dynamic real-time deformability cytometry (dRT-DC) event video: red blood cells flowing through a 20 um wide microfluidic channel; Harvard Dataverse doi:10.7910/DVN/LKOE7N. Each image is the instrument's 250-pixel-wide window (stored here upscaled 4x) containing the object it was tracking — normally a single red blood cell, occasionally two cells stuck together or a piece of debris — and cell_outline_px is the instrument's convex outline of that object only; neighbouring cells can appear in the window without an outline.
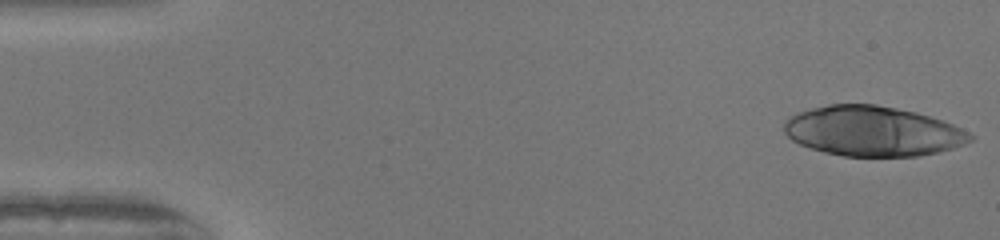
{"species": "human", "species_latin": "Homo sapiens", "temperature_condition": "warm", "stored_images_in_passage": 49, "camera_frame_rate_fps": 3000, "um_per_image_px": 0.085, "donor": {"sex": "female"}, "frame": {"image": 1, "passage_image": 1, "time_ms": 0.0, "image_size_px": [1000, 240], "cell_outline_px": [[976, 136], [972, 140], [964, 144], [952, 148], [920, 156], [844, 156], [824, 152], [800, 144], [792, 140], [784, 132], [784, 124], [796, 112], [828, 104], [876, 104], [916, 112], [952, 124]], "centroid_in_image_um": [74.18, 11.15], "position_along_channel_um": 10.8, "area_um2": 53.93}}
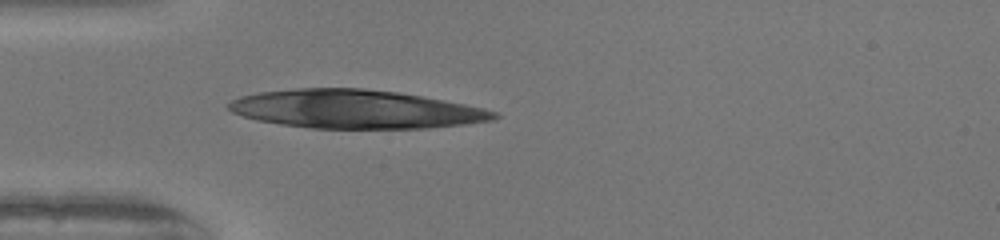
{"frame": {"image": 2, "passage_image": 14, "time_ms": 4.333, "image_size_px": [1000, 240], "cell_outline_px": [[500, 116], [492, 120], [464, 124], [428, 128], [308, 128], [280, 124], [256, 120], [232, 112], [224, 104], [240, 96], [256, 92], [296, 88], [364, 88], [400, 92], [444, 100], [484, 108], [496, 112]], "centroid_in_image_um": [30.17, 9.27], "position_along_channel_um": 54.8, "area_um2": 59.77}}